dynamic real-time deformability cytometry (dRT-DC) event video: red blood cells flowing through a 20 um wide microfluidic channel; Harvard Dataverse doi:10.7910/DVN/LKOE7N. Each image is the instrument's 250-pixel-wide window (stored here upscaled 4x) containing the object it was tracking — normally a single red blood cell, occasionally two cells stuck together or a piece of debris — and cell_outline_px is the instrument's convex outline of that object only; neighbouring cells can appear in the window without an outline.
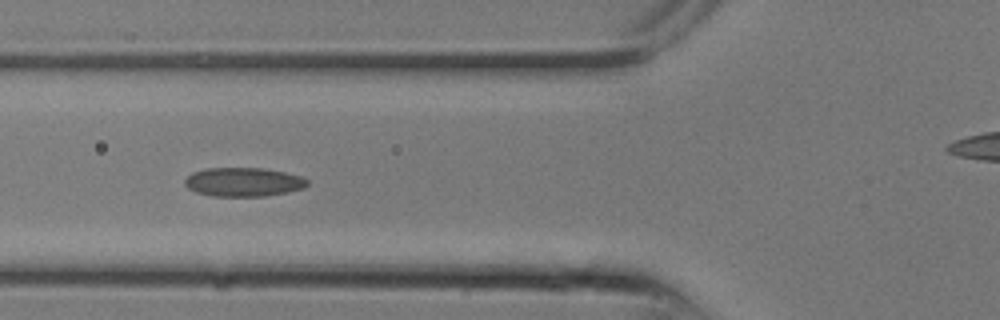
{"species": "common noctule bat (a hibernating species)", "species_latin": "Nyctalus noctula", "temperature_condition": "room temperature", "stored_images_in_passage": 10, "camera_frame_rate_fps": 3000, "um_per_image_px": 0.085, "animal": {"sex": "male", "body_mass_g": 13.3}, "frame": {"image": 1, "passage_image": 9, "time_ms": 2.667, "image_size_px": [1000, 320], "cell_outline_px": [[308, 184], [304, 188], [288, 192], [264, 196], [212, 196], [196, 192], [188, 188], [184, 184], [184, 180], [192, 172], [204, 168], [260, 168], [284, 172], [300, 176], [308, 180]], "centroid_in_image_um": [20.67, 15.47], "position_along_channel_um": 105.1, "area_um2": 20.63}}